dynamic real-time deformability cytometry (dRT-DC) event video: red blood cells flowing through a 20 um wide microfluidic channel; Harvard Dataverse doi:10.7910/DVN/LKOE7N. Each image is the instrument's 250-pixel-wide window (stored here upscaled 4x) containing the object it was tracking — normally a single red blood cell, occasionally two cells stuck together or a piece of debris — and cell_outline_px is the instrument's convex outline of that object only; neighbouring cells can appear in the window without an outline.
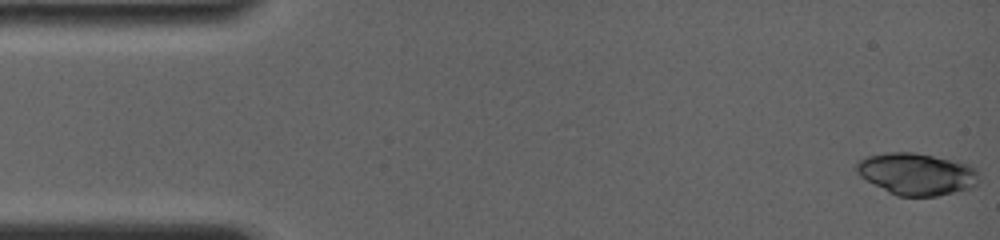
{"species": "common noctule bat (a hibernating species)", "species_latin": "Nyctalus noctula", "temperature_condition": "room temperature", "stored_images_in_passage": 18, "camera_frame_rate_fps": 4000, "um_per_image_px": 0.085, "animal": {"sex": "female", "body_mass_g": 19.0, "forearm_length_mm": 56.7}, "frame": {"image": 1, "passage_image": 1, "time_ms": 0.0, "image_size_px": [1000, 240], "cell_outline_px": [[980, 176], [976, 184], [968, 188], [936, 196], [896, 196], [888, 192], [860, 176], [856, 172], [856, 164], [860, 160], [868, 156], [888, 152], [916, 152], [960, 160], [976, 168]], "centroid_in_image_um": [77.94, 14.76], "position_along_channel_um": 7.1, "area_um2": 30.11}}
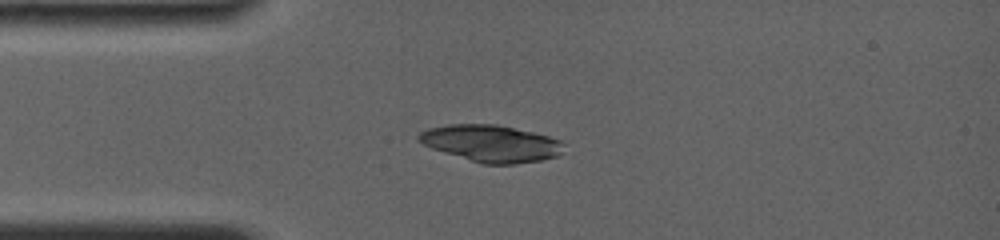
{"frame": {"image": 2, "passage_image": 16, "time_ms": 3.75, "image_size_px": [1000, 240], "cell_outline_px": [[564, 144], [560, 152], [556, 156], [540, 160], [516, 164], [484, 164], [444, 152], [432, 148], [416, 140], [416, 136], [420, 132], [428, 128], [448, 124], [496, 124], [532, 132], [548, 136], [560, 140]], "centroid_in_image_um": [41.71, 12.18], "position_along_channel_um": 43.3, "area_um2": 30.87}}